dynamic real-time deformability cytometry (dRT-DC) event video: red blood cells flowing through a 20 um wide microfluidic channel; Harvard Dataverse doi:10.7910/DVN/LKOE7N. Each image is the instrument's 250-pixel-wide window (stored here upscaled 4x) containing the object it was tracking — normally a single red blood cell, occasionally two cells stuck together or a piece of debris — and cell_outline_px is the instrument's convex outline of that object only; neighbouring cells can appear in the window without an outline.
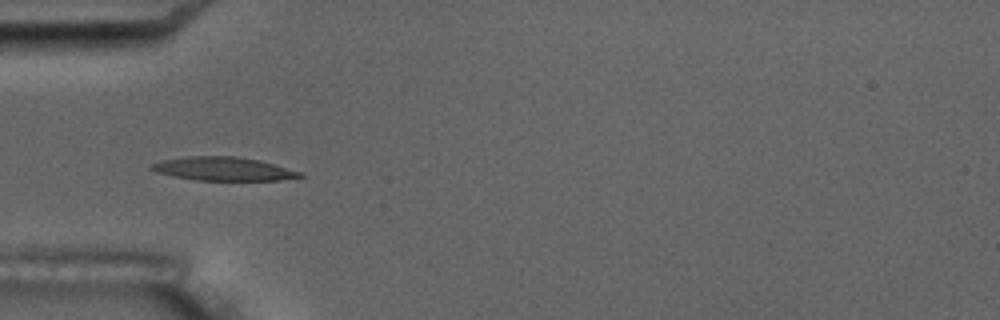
{"species": "common noctule bat (a hibernating species)", "species_latin": "Nyctalus noctula", "temperature_condition": "room temperature", "stored_images_in_passage": 9, "camera_frame_rate_fps": 3000, "um_per_image_px": 0.085, "animal": {"sex": "male", "body_mass_g": 17.5, "forearm_length_mm": 52.3}, "frame": {"image": 1, "passage_image": 3, "time_ms": 2.333, "image_size_px": [1000, 320], "cell_outline_px": [[308, 176], [280, 180], [196, 180], [172, 176], [156, 172], [148, 168], [152, 164], [160, 160], [188, 156], [236, 156], [260, 160], [304, 172]], "centroid_in_image_um": [19.03, 14.35], "position_along_channel_um": 66.0, "area_um2": 20.63}}
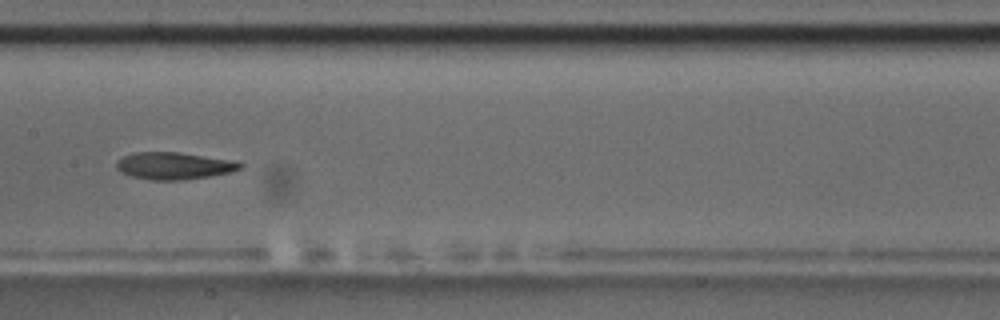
{"frame": {"image": 2, "passage_image": 6, "time_ms": 6.0, "image_size_px": [1000, 320], "cell_outline_px": [[244, 164], [240, 168], [228, 172], [208, 176], [184, 180], [148, 180], [132, 176], [120, 172], [116, 168], [116, 160], [124, 156], [136, 152], [176, 152], [224, 160]], "centroid_in_image_um": [14.65, 14.11], "position_along_channel_um": 192.7, "area_um2": 19.02}}